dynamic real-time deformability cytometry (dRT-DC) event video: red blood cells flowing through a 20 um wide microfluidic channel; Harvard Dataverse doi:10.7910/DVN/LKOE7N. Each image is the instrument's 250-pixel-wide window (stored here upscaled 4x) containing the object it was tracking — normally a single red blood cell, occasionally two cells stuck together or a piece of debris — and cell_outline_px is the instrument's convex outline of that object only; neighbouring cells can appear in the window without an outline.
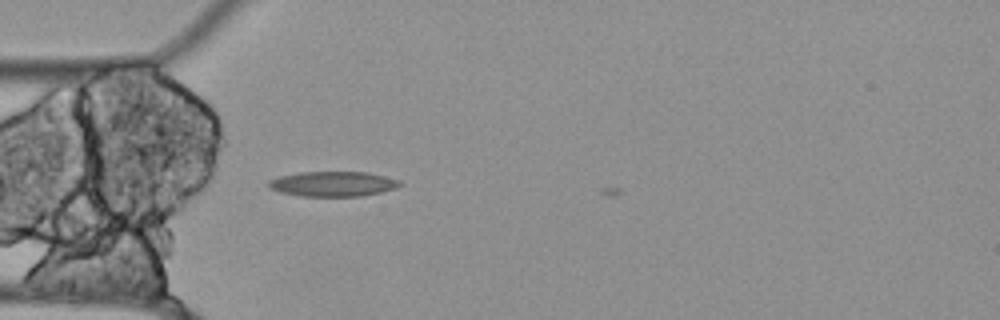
{"species": "Egyptian fruit bat (a non-hibernating species)", "species_latin": "Rousettus aegyptiacus", "temperature_condition": "cold", "stored_images_in_passage": 10, "camera_frame_rate_fps": 3000, "um_per_image_px": 0.085, "animal": {"sex": "female"}, "frame": {"image": 1, "passage_image": 9, "time_ms": 2.667, "image_size_px": [1000, 320], "cell_outline_px": [[404, 184], [396, 188], [380, 192], [360, 196], [300, 196], [280, 192], [268, 188], [268, 180], [280, 176], [300, 172], [368, 172], [400, 180]], "centroid_in_image_um": [28.3, 15.63], "position_along_channel_um": 56.7, "area_um2": 19.19}}